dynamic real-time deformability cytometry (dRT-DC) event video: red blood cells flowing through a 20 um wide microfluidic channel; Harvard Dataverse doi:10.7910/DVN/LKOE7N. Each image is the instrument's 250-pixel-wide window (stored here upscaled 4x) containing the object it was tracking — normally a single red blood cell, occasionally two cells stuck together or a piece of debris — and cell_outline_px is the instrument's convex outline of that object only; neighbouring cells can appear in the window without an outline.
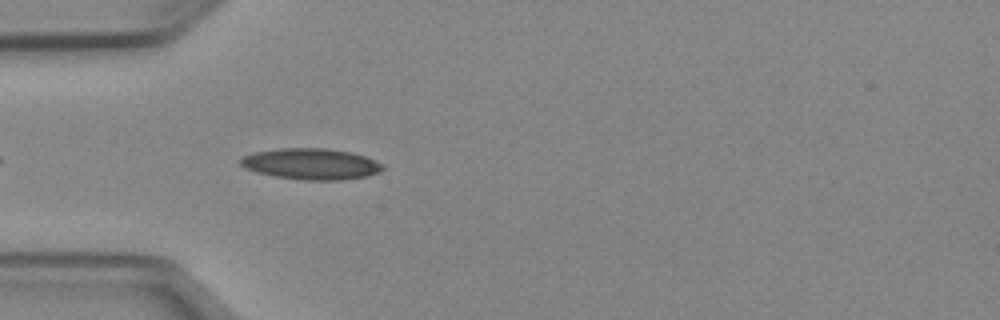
{"species": "Egyptian fruit bat (a non-hibernating species)", "species_latin": "Rousettus aegyptiacus", "temperature_condition": "cold", "stored_images_in_passage": 10, "camera_frame_rate_fps": 3000, "um_per_image_px": 0.085, "animal": {"sex": "female"}, "frame": {"image": 1, "passage_image": 4, "time_ms": 1.0, "image_size_px": [1000, 320], "cell_outline_px": [[384, 168], [380, 172], [368, 176], [340, 180], [304, 180], [276, 176], [256, 172], [244, 168], [236, 160], [240, 156], [252, 152], [280, 148], [324, 148], [352, 152], [364, 156], [384, 164]], "centroid_in_image_um": [26.4, 13.93], "position_along_channel_um": 58.6, "area_um2": 26.07}}